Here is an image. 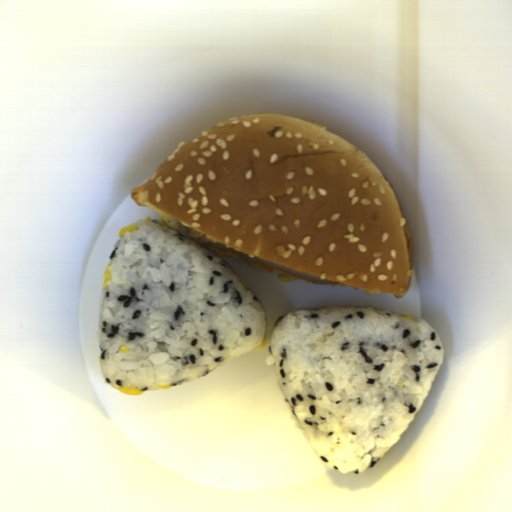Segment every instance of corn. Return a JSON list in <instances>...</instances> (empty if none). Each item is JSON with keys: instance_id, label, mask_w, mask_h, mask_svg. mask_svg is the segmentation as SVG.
<instances>
[{"instance_id": "30e3d8cc", "label": "corn", "mask_w": 512, "mask_h": 512, "mask_svg": "<svg viewBox=\"0 0 512 512\" xmlns=\"http://www.w3.org/2000/svg\"><path fill=\"white\" fill-rule=\"evenodd\" d=\"M400 316L401 318H406V319H413L412 315L410 313H404V314H400L398 315Z\"/></svg>"}, {"instance_id": "42891da5", "label": "corn", "mask_w": 512, "mask_h": 512, "mask_svg": "<svg viewBox=\"0 0 512 512\" xmlns=\"http://www.w3.org/2000/svg\"><path fill=\"white\" fill-rule=\"evenodd\" d=\"M120 350L122 353L128 352L127 346H121Z\"/></svg>"}, {"instance_id": "5cfa1b94", "label": "corn", "mask_w": 512, "mask_h": 512, "mask_svg": "<svg viewBox=\"0 0 512 512\" xmlns=\"http://www.w3.org/2000/svg\"><path fill=\"white\" fill-rule=\"evenodd\" d=\"M110 269H111V262L108 263L107 266L104 269L103 282H102V287L104 289L108 288V281H112Z\"/></svg>"}, {"instance_id": "51d56268", "label": "corn", "mask_w": 512, "mask_h": 512, "mask_svg": "<svg viewBox=\"0 0 512 512\" xmlns=\"http://www.w3.org/2000/svg\"><path fill=\"white\" fill-rule=\"evenodd\" d=\"M118 390L124 395H143L144 391L139 388H131V387H122L119 386Z\"/></svg>"}, {"instance_id": "79e197a2", "label": "corn", "mask_w": 512, "mask_h": 512, "mask_svg": "<svg viewBox=\"0 0 512 512\" xmlns=\"http://www.w3.org/2000/svg\"><path fill=\"white\" fill-rule=\"evenodd\" d=\"M266 342H267V338H266V335H265V337H264L263 341L261 342V344L258 347H256L255 349H257V350L258 349H262L263 347H265Z\"/></svg>"}, {"instance_id": "2b8c4276", "label": "corn", "mask_w": 512, "mask_h": 512, "mask_svg": "<svg viewBox=\"0 0 512 512\" xmlns=\"http://www.w3.org/2000/svg\"><path fill=\"white\" fill-rule=\"evenodd\" d=\"M158 225H161L163 227H166V229H170V230H174L173 228H171L170 226L167 225L166 221L164 220H160L159 222H157Z\"/></svg>"}, {"instance_id": "f1292c28", "label": "corn", "mask_w": 512, "mask_h": 512, "mask_svg": "<svg viewBox=\"0 0 512 512\" xmlns=\"http://www.w3.org/2000/svg\"><path fill=\"white\" fill-rule=\"evenodd\" d=\"M136 231H138V226H137L136 222H133L129 226L122 227L121 229H119L118 238H122L123 236H125L126 232H129L131 234Z\"/></svg>"}, {"instance_id": "a0e27810", "label": "corn", "mask_w": 512, "mask_h": 512, "mask_svg": "<svg viewBox=\"0 0 512 512\" xmlns=\"http://www.w3.org/2000/svg\"><path fill=\"white\" fill-rule=\"evenodd\" d=\"M143 221H144L145 223H149V222H151V216L146 217Z\"/></svg>"}, {"instance_id": "6a14855c", "label": "corn", "mask_w": 512, "mask_h": 512, "mask_svg": "<svg viewBox=\"0 0 512 512\" xmlns=\"http://www.w3.org/2000/svg\"><path fill=\"white\" fill-rule=\"evenodd\" d=\"M172 386L171 385H164V386H159V389H162V390H169Z\"/></svg>"}, {"instance_id": "cfcad685", "label": "corn", "mask_w": 512, "mask_h": 512, "mask_svg": "<svg viewBox=\"0 0 512 512\" xmlns=\"http://www.w3.org/2000/svg\"><path fill=\"white\" fill-rule=\"evenodd\" d=\"M235 276L238 277L239 281L242 283V285L244 287H246L248 289V283L244 280V278L242 276H240L237 272L233 273Z\"/></svg>"}]
</instances>
